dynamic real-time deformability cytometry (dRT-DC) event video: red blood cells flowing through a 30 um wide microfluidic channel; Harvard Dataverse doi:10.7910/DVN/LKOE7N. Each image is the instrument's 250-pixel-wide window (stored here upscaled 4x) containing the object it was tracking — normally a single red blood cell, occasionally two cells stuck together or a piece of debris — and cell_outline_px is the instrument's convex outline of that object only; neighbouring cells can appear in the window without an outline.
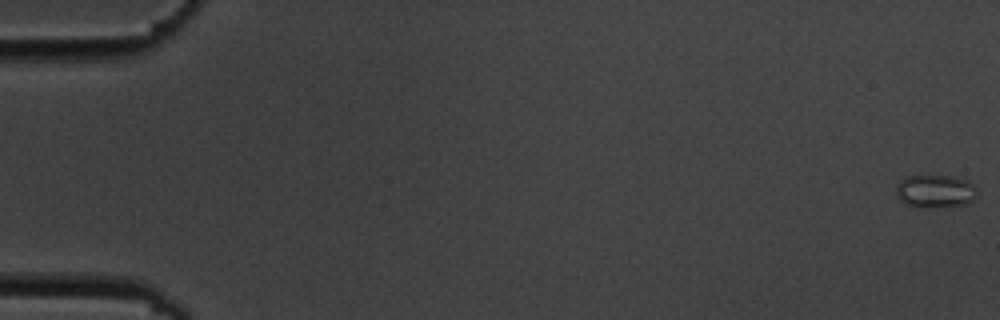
{"species": "common noctule bat (a hibernating species)", "species_latin": "Nyctalus noctula", "temperature_condition": "cold", "stored_images_in_passage": 57, "camera_frame_rate_fps": 3000, "um_per_image_px": 0.085, "animal": {"sex": "male", "body_mass_g": 19.5, "forearm_length_mm": 54.6}, "frame": {"image": 1, "passage_image": 1, "time_ms": 0.0, "image_size_px": [1000, 320], "cell_outline_px": [[976, 196], [972, 200], [964, 204], [904, 204], [896, 196], [896, 184], [904, 176], [956, 176], [968, 180], [972, 184], [976, 192]], "centroid_in_image_um": [79.46, 16.17], "position_along_channel_um": 5.5, "area_um2": 14.74}}
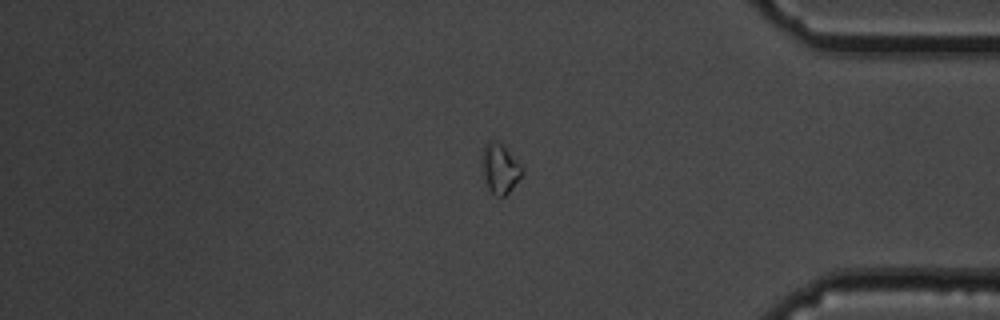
{"frame": {"image": 2, "passage_image": 48, "time_ms": 15.667, "image_size_px": [1000, 320], "cell_outline_px": [[524, 172], [512, 188], [504, 196], [496, 196], [488, 188], [484, 176], [480, 160], [484, 148], [492, 140], [496, 140], [508, 152]], "centroid_in_image_um": [42.46, 14.36], "position_along_channel_um": 392.7, "area_um2": 11.04}}
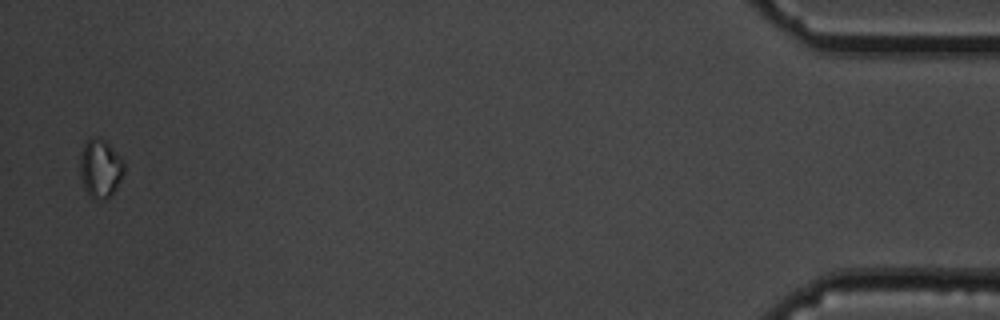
{"frame": {"image": 3, "passage_image": 56, "time_ms": 18.333, "image_size_px": [1000, 320], "cell_outline_px": [[124, 172], [120, 180], [112, 192], [104, 200], [96, 200], [88, 196], [84, 188], [80, 176], [80, 152], [84, 144], [92, 136], [100, 136], [124, 160]], "centroid_in_image_um": [8.5, 14.3], "position_along_channel_um": 426.7, "area_um2": 15.09}, "authors_computed_cell_mechanics": {"area_um2": 10.2884, "velocity_mm_per_s": 3.6096, "shape_relaxation_time_tau1_ms": 2.4627, "shape_relaxation_time_tau2_ms": null, "deformation_change_tau1": 0.1385, "deformation_change_tau2": null}}